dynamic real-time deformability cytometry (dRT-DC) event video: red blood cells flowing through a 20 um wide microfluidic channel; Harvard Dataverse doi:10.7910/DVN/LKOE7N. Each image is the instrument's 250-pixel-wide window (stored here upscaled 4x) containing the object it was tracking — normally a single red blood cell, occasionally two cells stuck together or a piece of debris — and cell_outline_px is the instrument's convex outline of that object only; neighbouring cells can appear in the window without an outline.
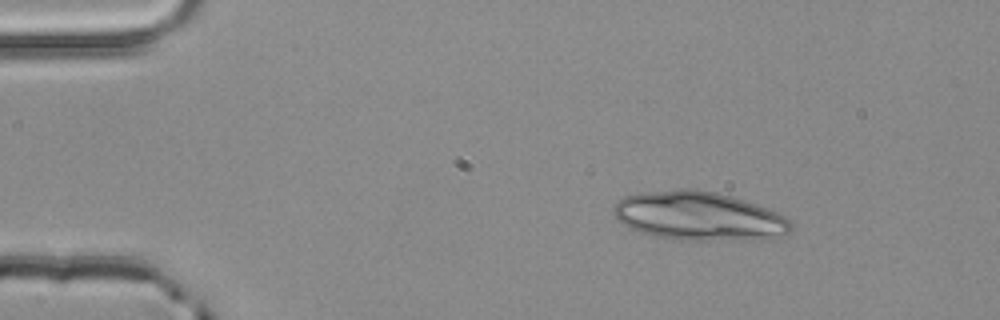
{"species": "common noctule bat (a hibernating species)", "species_latin": "Nyctalus noctula", "temperature_condition": "room temperature", "stored_images_in_passage": 2, "camera_frame_rate_fps": 3000, "um_per_image_px": 0.085, "animal": {"sex": "male", "body_mass_g": 20.4}, "frame": {"image": 1, "passage_image": 1, "time_ms": 0.0, "image_size_px": [1000, 320], "cell_outline_px": [[792, 232], [764, 240], [680, 240], [652, 236], [636, 232], [620, 224], [612, 212], [612, 208], [624, 196], [644, 192], [680, 188], [692, 188], [716, 192], [732, 196], [756, 204], [776, 212], [784, 216], [792, 224]], "centroid_in_image_um": [59.37, 18.38], "position_along_channel_um": 25.6, "area_um2": 51.1}}